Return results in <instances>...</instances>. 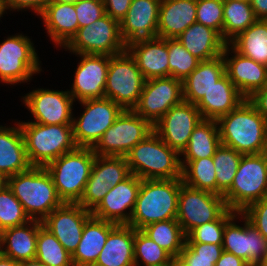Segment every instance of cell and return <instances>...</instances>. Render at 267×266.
<instances>
[{
    "instance_id": "1",
    "label": "cell",
    "mask_w": 267,
    "mask_h": 266,
    "mask_svg": "<svg viewBox=\"0 0 267 266\" xmlns=\"http://www.w3.org/2000/svg\"><path fill=\"white\" fill-rule=\"evenodd\" d=\"M216 121L221 144L243 155L263 152L267 120L248 99Z\"/></svg>"
},
{
    "instance_id": "2",
    "label": "cell",
    "mask_w": 267,
    "mask_h": 266,
    "mask_svg": "<svg viewBox=\"0 0 267 266\" xmlns=\"http://www.w3.org/2000/svg\"><path fill=\"white\" fill-rule=\"evenodd\" d=\"M182 179H142L127 224L137 230L159 221L176 219Z\"/></svg>"
},
{
    "instance_id": "3",
    "label": "cell",
    "mask_w": 267,
    "mask_h": 266,
    "mask_svg": "<svg viewBox=\"0 0 267 266\" xmlns=\"http://www.w3.org/2000/svg\"><path fill=\"white\" fill-rule=\"evenodd\" d=\"M7 185L30 220L42 222L63 204L45 167L31 166L27 171L8 177Z\"/></svg>"
},
{
    "instance_id": "4",
    "label": "cell",
    "mask_w": 267,
    "mask_h": 266,
    "mask_svg": "<svg viewBox=\"0 0 267 266\" xmlns=\"http://www.w3.org/2000/svg\"><path fill=\"white\" fill-rule=\"evenodd\" d=\"M180 154L154 131L126 155L130 173L140 179H182Z\"/></svg>"
},
{
    "instance_id": "5",
    "label": "cell",
    "mask_w": 267,
    "mask_h": 266,
    "mask_svg": "<svg viewBox=\"0 0 267 266\" xmlns=\"http://www.w3.org/2000/svg\"><path fill=\"white\" fill-rule=\"evenodd\" d=\"M18 123L31 166L45 167L63 154L77 148L72 124L45 125L30 121Z\"/></svg>"
},
{
    "instance_id": "6",
    "label": "cell",
    "mask_w": 267,
    "mask_h": 266,
    "mask_svg": "<svg viewBox=\"0 0 267 266\" xmlns=\"http://www.w3.org/2000/svg\"><path fill=\"white\" fill-rule=\"evenodd\" d=\"M96 154L77 147L45 166L63 203H78L90 177Z\"/></svg>"
},
{
    "instance_id": "7",
    "label": "cell",
    "mask_w": 267,
    "mask_h": 266,
    "mask_svg": "<svg viewBox=\"0 0 267 266\" xmlns=\"http://www.w3.org/2000/svg\"><path fill=\"white\" fill-rule=\"evenodd\" d=\"M223 197L227 208L238 213L267 197V157L263 153L242 155L233 183Z\"/></svg>"
},
{
    "instance_id": "8",
    "label": "cell",
    "mask_w": 267,
    "mask_h": 266,
    "mask_svg": "<svg viewBox=\"0 0 267 266\" xmlns=\"http://www.w3.org/2000/svg\"><path fill=\"white\" fill-rule=\"evenodd\" d=\"M145 81L127 50L110 56L105 98L111 99L123 110H133L139 102Z\"/></svg>"
},
{
    "instance_id": "9",
    "label": "cell",
    "mask_w": 267,
    "mask_h": 266,
    "mask_svg": "<svg viewBox=\"0 0 267 266\" xmlns=\"http://www.w3.org/2000/svg\"><path fill=\"white\" fill-rule=\"evenodd\" d=\"M41 61L28 36L16 34L0 44V81L5 84L27 83L42 71Z\"/></svg>"
},
{
    "instance_id": "10",
    "label": "cell",
    "mask_w": 267,
    "mask_h": 266,
    "mask_svg": "<svg viewBox=\"0 0 267 266\" xmlns=\"http://www.w3.org/2000/svg\"><path fill=\"white\" fill-rule=\"evenodd\" d=\"M126 46L120 33V22L105 14L97 21L78 28L64 49L73 54L113 56L124 52Z\"/></svg>"
},
{
    "instance_id": "11",
    "label": "cell",
    "mask_w": 267,
    "mask_h": 266,
    "mask_svg": "<svg viewBox=\"0 0 267 266\" xmlns=\"http://www.w3.org/2000/svg\"><path fill=\"white\" fill-rule=\"evenodd\" d=\"M153 131V125L134 110H123L92 149L99 156H125Z\"/></svg>"
},
{
    "instance_id": "12",
    "label": "cell",
    "mask_w": 267,
    "mask_h": 266,
    "mask_svg": "<svg viewBox=\"0 0 267 266\" xmlns=\"http://www.w3.org/2000/svg\"><path fill=\"white\" fill-rule=\"evenodd\" d=\"M80 103L84 111L80 117L72 119L74 141L77 147L93 148L123 109L108 98L88 99Z\"/></svg>"
},
{
    "instance_id": "13",
    "label": "cell",
    "mask_w": 267,
    "mask_h": 266,
    "mask_svg": "<svg viewBox=\"0 0 267 266\" xmlns=\"http://www.w3.org/2000/svg\"><path fill=\"white\" fill-rule=\"evenodd\" d=\"M227 209L223 196L181 184L176 220L186 235L193 228L217 220Z\"/></svg>"
},
{
    "instance_id": "14",
    "label": "cell",
    "mask_w": 267,
    "mask_h": 266,
    "mask_svg": "<svg viewBox=\"0 0 267 266\" xmlns=\"http://www.w3.org/2000/svg\"><path fill=\"white\" fill-rule=\"evenodd\" d=\"M182 101V81L173 77L153 78L145 81L133 110L154 125L172 106Z\"/></svg>"
},
{
    "instance_id": "15",
    "label": "cell",
    "mask_w": 267,
    "mask_h": 266,
    "mask_svg": "<svg viewBox=\"0 0 267 266\" xmlns=\"http://www.w3.org/2000/svg\"><path fill=\"white\" fill-rule=\"evenodd\" d=\"M203 119L196 105L182 101L172 106L154 125V132L180 155L187 147L194 128Z\"/></svg>"
},
{
    "instance_id": "16",
    "label": "cell",
    "mask_w": 267,
    "mask_h": 266,
    "mask_svg": "<svg viewBox=\"0 0 267 266\" xmlns=\"http://www.w3.org/2000/svg\"><path fill=\"white\" fill-rule=\"evenodd\" d=\"M22 99L34 117L35 121L31 122L45 125L72 124L73 103L76 101L68 90L36 88L25 94Z\"/></svg>"
},
{
    "instance_id": "17",
    "label": "cell",
    "mask_w": 267,
    "mask_h": 266,
    "mask_svg": "<svg viewBox=\"0 0 267 266\" xmlns=\"http://www.w3.org/2000/svg\"><path fill=\"white\" fill-rule=\"evenodd\" d=\"M238 218L244 220L242 227L234 222ZM222 247L250 266H258L267 256V239L241 213H237L225 225Z\"/></svg>"
},
{
    "instance_id": "18",
    "label": "cell",
    "mask_w": 267,
    "mask_h": 266,
    "mask_svg": "<svg viewBox=\"0 0 267 266\" xmlns=\"http://www.w3.org/2000/svg\"><path fill=\"white\" fill-rule=\"evenodd\" d=\"M81 57L75 70L73 85L68 92L74 101L105 98L110 56L75 54Z\"/></svg>"
},
{
    "instance_id": "19",
    "label": "cell",
    "mask_w": 267,
    "mask_h": 266,
    "mask_svg": "<svg viewBox=\"0 0 267 266\" xmlns=\"http://www.w3.org/2000/svg\"><path fill=\"white\" fill-rule=\"evenodd\" d=\"M91 216V211L78 203H63L42 221V225L73 255L81 240L84 225Z\"/></svg>"
},
{
    "instance_id": "20",
    "label": "cell",
    "mask_w": 267,
    "mask_h": 266,
    "mask_svg": "<svg viewBox=\"0 0 267 266\" xmlns=\"http://www.w3.org/2000/svg\"><path fill=\"white\" fill-rule=\"evenodd\" d=\"M141 180L131 173L125 180L110 188L100 204L91 212L92 216L116 224H128Z\"/></svg>"
},
{
    "instance_id": "21",
    "label": "cell",
    "mask_w": 267,
    "mask_h": 266,
    "mask_svg": "<svg viewBox=\"0 0 267 266\" xmlns=\"http://www.w3.org/2000/svg\"><path fill=\"white\" fill-rule=\"evenodd\" d=\"M229 54L232 57H228ZM222 56L225 73L246 99L267 85V66L239 54L229 44L225 46Z\"/></svg>"
},
{
    "instance_id": "22",
    "label": "cell",
    "mask_w": 267,
    "mask_h": 266,
    "mask_svg": "<svg viewBox=\"0 0 267 266\" xmlns=\"http://www.w3.org/2000/svg\"><path fill=\"white\" fill-rule=\"evenodd\" d=\"M161 0H132L120 21V33L126 45L141 39L157 37Z\"/></svg>"
},
{
    "instance_id": "23",
    "label": "cell",
    "mask_w": 267,
    "mask_h": 266,
    "mask_svg": "<svg viewBox=\"0 0 267 266\" xmlns=\"http://www.w3.org/2000/svg\"><path fill=\"white\" fill-rule=\"evenodd\" d=\"M126 50L135 59L145 80L169 77L168 39L137 40L128 44Z\"/></svg>"
},
{
    "instance_id": "24",
    "label": "cell",
    "mask_w": 267,
    "mask_h": 266,
    "mask_svg": "<svg viewBox=\"0 0 267 266\" xmlns=\"http://www.w3.org/2000/svg\"><path fill=\"white\" fill-rule=\"evenodd\" d=\"M196 0H161L157 37L177 38L196 23Z\"/></svg>"
},
{
    "instance_id": "25",
    "label": "cell",
    "mask_w": 267,
    "mask_h": 266,
    "mask_svg": "<svg viewBox=\"0 0 267 266\" xmlns=\"http://www.w3.org/2000/svg\"><path fill=\"white\" fill-rule=\"evenodd\" d=\"M39 16L55 46L64 48L78 31L74 4L49 1Z\"/></svg>"
},
{
    "instance_id": "26",
    "label": "cell",
    "mask_w": 267,
    "mask_h": 266,
    "mask_svg": "<svg viewBox=\"0 0 267 266\" xmlns=\"http://www.w3.org/2000/svg\"><path fill=\"white\" fill-rule=\"evenodd\" d=\"M245 99L225 73L196 106L203 119L217 120L237 108Z\"/></svg>"
},
{
    "instance_id": "27",
    "label": "cell",
    "mask_w": 267,
    "mask_h": 266,
    "mask_svg": "<svg viewBox=\"0 0 267 266\" xmlns=\"http://www.w3.org/2000/svg\"><path fill=\"white\" fill-rule=\"evenodd\" d=\"M118 224L91 216L85 223L81 240L74 254V266H93L101 253L108 234Z\"/></svg>"
},
{
    "instance_id": "28",
    "label": "cell",
    "mask_w": 267,
    "mask_h": 266,
    "mask_svg": "<svg viewBox=\"0 0 267 266\" xmlns=\"http://www.w3.org/2000/svg\"><path fill=\"white\" fill-rule=\"evenodd\" d=\"M31 167L24 137L17 121L16 127L0 126V173L6 178Z\"/></svg>"
},
{
    "instance_id": "29",
    "label": "cell",
    "mask_w": 267,
    "mask_h": 266,
    "mask_svg": "<svg viewBox=\"0 0 267 266\" xmlns=\"http://www.w3.org/2000/svg\"><path fill=\"white\" fill-rule=\"evenodd\" d=\"M135 228L118 224L109 234L106 243L93 266H135Z\"/></svg>"
},
{
    "instance_id": "30",
    "label": "cell",
    "mask_w": 267,
    "mask_h": 266,
    "mask_svg": "<svg viewBox=\"0 0 267 266\" xmlns=\"http://www.w3.org/2000/svg\"><path fill=\"white\" fill-rule=\"evenodd\" d=\"M176 39L200 61H207L223 54L228 44L216 31L203 24L194 23Z\"/></svg>"
},
{
    "instance_id": "31",
    "label": "cell",
    "mask_w": 267,
    "mask_h": 266,
    "mask_svg": "<svg viewBox=\"0 0 267 266\" xmlns=\"http://www.w3.org/2000/svg\"><path fill=\"white\" fill-rule=\"evenodd\" d=\"M38 230V220H30L23 225L4 229L0 241L2 255L16 262L34 259Z\"/></svg>"
},
{
    "instance_id": "32",
    "label": "cell",
    "mask_w": 267,
    "mask_h": 266,
    "mask_svg": "<svg viewBox=\"0 0 267 266\" xmlns=\"http://www.w3.org/2000/svg\"><path fill=\"white\" fill-rule=\"evenodd\" d=\"M224 74L225 62L222 55L200 61L182 81L183 100L196 105Z\"/></svg>"
},
{
    "instance_id": "33",
    "label": "cell",
    "mask_w": 267,
    "mask_h": 266,
    "mask_svg": "<svg viewBox=\"0 0 267 266\" xmlns=\"http://www.w3.org/2000/svg\"><path fill=\"white\" fill-rule=\"evenodd\" d=\"M221 145L218 124L213 119H202L194 128L189 143L181 153L182 169L192 160L213 157Z\"/></svg>"
},
{
    "instance_id": "34",
    "label": "cell",
    "mask_w": 267,
    "mask_h": 266,
    "mask_svg": "<svg viewBox=\"0 0 267 266\" xmlns=\"http://www.w3.org/2000/svg\"><path fill=\"white\" fill-rule=\"evenodd\" d=\"M228 44L239 54L267 66V20L258 19Z\"/></svg>"
},
{
    "instance_id": "35",
    "label": "cell",
    "mask_w": 267,
    "mask_h": 266,
    "mask_svg": "<svg viewBox=\"0 0 267 266\" xmlns=\"http://www.w3.org/2000/svg\"><path fill=\"white\" fill-rule=\"evenodd\" d=\"M141 231L173 258L180 256L184 249L186 234L176 219L151 223Z\"/></svg>"
},
{
    "instance_id": "36",
    "label": "cell",
    "mask_w": 267,
    "mask_h": 266,
    "mask_svg": "<svg viewBox=\"0 0 267 266\" xmlns=\"http://www.w3.org/2000/svg\"><path fill=\"white\" fill-rule=\"evenodd\" d=\"M257 20L250 2L224 0L222 38L229 43Z\"/></svg>"
},
{
    "instance_id": "37",
    "label": "cell",
    "mask_w": 267,
    "mask_h": 266,
    "mask_svg": "<svg viewBox=\"0 0 267 266\" xmlns=\"http://www.w3.org/2000/svg\"><path fill=\"white\" fill-rule=\"evenodd\" d=\"M36 259L46 266H74L72 255L63 247L56 237L39 221L37 235Z\"/></svg>"
},
{
    "instance_id": "38",
    "label": "cell",
    "mask_w": 267,
    "mask_h": 266,
    "mask_svg": "<svg viewBox=\"0 0 267 266\" xmlns=\"http://www.w3.org/2000/svg\"><path fill=\"white\" fill-rule=\"evenodd\" d=\"M241 153L231 147L221 144L213 156L216 171V194H223L231 187L240 160Z\"/></svg>"
},
{
    "instance_id": "39",
    "label": "cell",
    "mask_w": 267,
    "mask_h": 266,
    "mask_svg": "<svg viewBox=\"0 0 267 266\" xmlns=\"http://www.w3.org/2000/svg\"><path fill=\"white\" fill-rule=\"evenodd\" d=\"M125 156L96 155L88 181H103L115 187L130 175Z\"/></svg>"
},
{
    "instance_id": "40",
    "label": "cell",
    "mask_w": 267,
    "mask_h": 266,
    "mask_svg": "<svg viewBox=\"0 0 267 266\" xmlns=\"http://www.w3.org/2000/svg\"><path fill=\"white\" fill-rule=\"evenodd\" d=\"M182 180L190 187L216 194V171L213 157L190 161L182 169Z\"/></svg>"
},
{
    "instance_id": "41",
    "label": "cell",
    "mask_w": 267,
    "mask_h": 266,
    "mask_svg": "<svg viewBox=\"0 0 267 266\" xmlns=\"http://www.w3.org/2000/svg\"><path fill=\"white\" fill-rule=\"evenodd\" d=\"M135 266H170L173 257L156 242L145 235L141 230L135 229L134 239Z\"/></svg>"
},
{
    "instance_id": "42",
    "label": "cell",
    "mask_w": 267,
    "mask_h": 266,
    "mask_svg": "<svg viewBox=\"0 0 267 266\" xmlns=\"http://www.w3.org/2000/svg\"><path fill=\"white\" fill-rule=\"evenodd\" d=\"M169 77L183 81L199 64L176 38H168Z\"/></svg>"
},
{
    "instance_id": "43",
    "label": "cell",
    "mask_w": 267,
    "mask_h": 266,
    "mask_svg": "<svg viewBox=\"0 0 267 266\" xmlns=\"http://www.w3.org/2000/svg\"><path fill=\"white\" fill-rule=\"evenodd\" d=\"M227 209L217 220L193 228L186 235V243L223 244L225 225L237 214Z\"/></svg>"
},
{
    "instance_id": "44",
    "label": "cell",
    "mask_w": 267,
    "mask_h": 266,
    "mask_svg": "<svg viewBox=\"0 0 267 266\" xmlns=\"http://www.w3.org/2000/svg\"><path fill=\"white\" fill-rule=\"evenodd\" d=\"M222 252V244L185 243L179 257L189 266H215Z\"/></svg>"
},
{
    "instance_id": "45",
    "label": "cell",
    "mask_w": 267,
    "mask_h": 266,
    "mask_svg": "<svg viewBox=\"0 0 267 266\" xmlns=\"http://www.w3.org/2000/svg\"><path fill=\"white\" fill-rule=\"evenodd\" d=\"M30 221L22 204L12 190L5 186L0 190V225L3 229L20 226Z\"/></svg>"
},
{
    "instance_id": "46",
    "label": "cell",
    "mask_w": 267,
    "mask_h": 266,
    "mask_svg": "<svg viewBox=\"0 0 267 266\" xmlns=\"http://www.w3.org/2000/svg\"><path fill=\"white\" fill-rule=\"evenodd\" d=\"M224 0H196V22L216 30L222 36Z\"/></svg>"
},
{
    "instance_id": "47",
    "label": "cell",
    "mask_w": 267,
    "mask_h": 266,
    "mask_svg": "<svg viewBox=\"0 0 267 266\" xmlns=\"http://www.w3.org/2000/svg\"><path fill=\"white\" fill-rule=\"evenodd\" d=\"M74 6L79 28L97 21L106 14L103 0H78Z\"/></svg>"
},
{
    "instance_id": "48",
    "label": "cell",
    "mask_w": 267,
    "mask_h": 266,
    "mask_svg": "<svg viewBox=\"0 0 267 266\" xmlns=\"http://www.w3.org/2000/svg\"><path fill=\"white\" fill-rule=\"evenodd\" d=\"M241 214L267 239V197L250 204Z\"/></svg>"
},
{
    "instance_id": "49",
    "label": "cell",
    "mask_w": 267,
    "mask_h": 266,
    "mask_svg": "<svg viewBox=\"0 0 267 266\" xmlns=\"http://www.w3.org/2000/svg\"><path fill=\"white\" fill-rule=\"evenodd\" d=\"M110 188L111 185L103 181H87L84 193L78 204L92 212L100 204Z\"/></svg>"
},
{
    "instance_id": "50",
    "label": "cell",
    "mask_w": 267,
    "mask_h": 266,
    "mask_svg": "<svg viewBox=\"0 0 267 266\" xmlns=\"http://www.w3.org/2000/svg\"><path fill=\"white\" fill-rule=\"evenodd\" d=\"M50 0H0L4 11H22L26 9H31L37 15H39L43 9L45 8L46 4Z\"/></svg>"
},
{
    "instance_id": "51",
    "label": "cell",
    "mask_w": 267,
    "mask_h": 266,
    "mask_svg": "<svg viewBox=\"0 0 267 266\" xmlns=\"http://www.w3.org/2000/svg\"><path fill=\"white\" fill-rule=\"evenodd\" d=\"M103 2L106 14L120 22L125 17L132 0H103Z\"/></svg>"
},
{
    "instance_id": "52",
    "label": "cell",
    "mask_w": 267,
    "mask_h": 266,
    "mask_svg": "<svg viewBox=\"0 0 267 266\" xmlns=\"http://www.w3.org/2000/svg\"><path fill=\"white\" fill-rule=\"evenodd\" d=\"M248 100L267 120V85L263 89L256 91Z\"/></svg>"
},
{
    "instance_id": "53",
    "label": "cell",
    "mask_w": 267,
    "mask_h": 266,
    "mask_svg": "<svg viewBox=\"0 0 267 266\" xmlns=\"http://www.w3.org/2000/svg\"><path fill=\"white\" fill-rule=\"evenodd\" d=\"M215 266H250L242 258L223 250L220 258L216 261Z\"/></svg>"
},
{
    "instance_id": "54",
    "label": "cell",
    "mask_w": 267,
    "mask_h": 266,
    "mask_svg": "<svg viewBox=\"0 0 267 266\" xmlns=\"http://www.w3.org/2000/svg\"><path fill=\"white\" fill-rule=\"evenodd\" d=\"M250 4L257 19L267 20V0H250Z\"/></svg>"
},
{
    "instance_id": "55",
    "label": "cell",
    "mask_w": 267,
    "mask_h": 266,
    "mask_svg": "<svg viewBox=\"0 0 267 266\" xmlns=\"http://www.w3.org/2000/svg\"><path fill=\"white\" fill-rule=\"evenodd\" d=\"M0 266H19V262L15 260L5 257L3 255L0 256Z\"/></svg>"
},
{
    "instance_id": "56",
    "label": "cell",
    "mask_w": 267,
    "mask_h": 266,
    "mask_svg": "<svg viewBox=\"0 0 267 266\" xmlns=\"http://www.w3.org/2000/svg\"><path fill=\"white\" fill-rule=\"evenodd\" d=\"M19 266H46L42 262H40L38 259H30L19 262Z\"/></svg>"
},
{
    "instance_id": "57",
    "label": "cell",
    "mask_w": 267,
    "mask_h": 266,
    "mask_svg": "<svg viewBox=\"0 0 267 266\" xmlns=\"http://www.w3.org/2000/svg\"><path fill=\"white\" fill-rule=\"evenodd\" d=\"M170 266H189L179 256L172 259Z\"/></svg>"
},
{
    "instance_id": "58",
    "label": "cell",
    "mask_w": 267,
    "mask_h": 266,
    "mask_svg": "<svg viewBox=\"0 0 267 266\" xmlns=\"http://www.w3.org/2000/svg\"><path fill=\"white\" fill-rule=\"evenodd\" d=\"M7 186V178L0 173V190Z\"/></svg>"
},
{
    "instance_id": "59",
    "label": "cell",
    "mask_w": 267,
    "mask_h": 266,
    "mask_svg": "<svg viewBox=\"0 0 267 266\" xmlns=\"http://www.w3.org/2000/svg\"><path fill=\"white\" fill-rule=\"evenodd\" d=\"M59 3L75 4L78 0H50Z\"/></svg>"
},
{
    "instance_id": "60",
    "label": "cell",
    "mask_w": 267,
    "mask_h": 266,
    "mask_svg": "<svg viewBox=\"0 0 267 266\" xmlns=\"http://www.w3.org/2000/svg\"><path fill=\"white\" fill-rule=\"evenodd\" d=\"M267 157V124H266V132H265V143H264V149L262 152Z\"/></svg>"
},
{
    "instance_id": "61",
    "label": "cell",
    "mask_w": 267,
    "mask_h": 266,
    "mask_svg": "<svg viewBox=\"0 0 267 266\" xmlns=\"http://www.w3.org/2000/svg\"><path fill=\"white\" fill-rule=\"evenodd\" d=\"M3 14H5V11H4L2 4L0 2V19H1V17H3Z\"/></svg>"
},
{
    "instance_id": "62",
    "label": "cell",
    "mask_w": 267,
    "mask_h": 266,
    "mask_svg": "<svg viewBox=\"0 0 267 266\" xmlns=\"http://www.w3.org/2000/svg\"><path fill=\"white\" fill-rule=\"evenodd\" d=\"M258 266H267V256Z\"/></svg>"
},
{
    "instance_id": "63",
    "label": "cell",
    "mask_w": 267,
    "mask_h": 266,
    "mask_svg": "<svg viewBox=\"0 0 267 266\" xmlns=\"http://www.w3.org/2000/svg\"><path fill=\"white\" fill-rule=\"evenodd\" d=\"M3 233H4V229H3V227L0 225V241H1V239H2Z\"/></svg>"
}]
</instances>
